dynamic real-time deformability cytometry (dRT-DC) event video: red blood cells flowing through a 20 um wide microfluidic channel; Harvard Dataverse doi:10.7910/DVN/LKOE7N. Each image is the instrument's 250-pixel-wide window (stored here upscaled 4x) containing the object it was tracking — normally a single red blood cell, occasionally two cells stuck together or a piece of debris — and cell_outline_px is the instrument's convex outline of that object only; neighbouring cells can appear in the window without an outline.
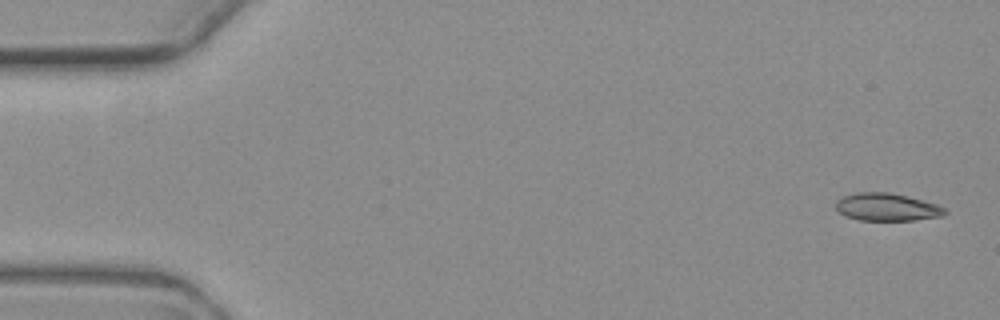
{"species": "common noctule bat (a hibernating species)", "species_latin": "Nyctalus noctula", "temperature_condition": "warm", "stored_images_in_passage": 4, "camera_frame_rate_fps": 3000, "um_per_image_px": 0.085, "animal": {"sex": "female", "body_mass_g": 19.3, "forearm_length_mm": 54.1}, "frame": {"image": 1, "passage_image": 1, "time_ms": 0.0, "image_size_px": [1000, 320], "cell_outline_px": [[948, 212], [944, 216], [912, 220], [860, 220], [844, 216], [836, 208], [836, 200], [844, 196], [856, 192], [888, 192], [908, 196], [936, 204], [944, 208]], "centroid_in_image_um": [75.38, 17.6], "position_along_channel_um": 9.6, "area_um2": 17.57}}
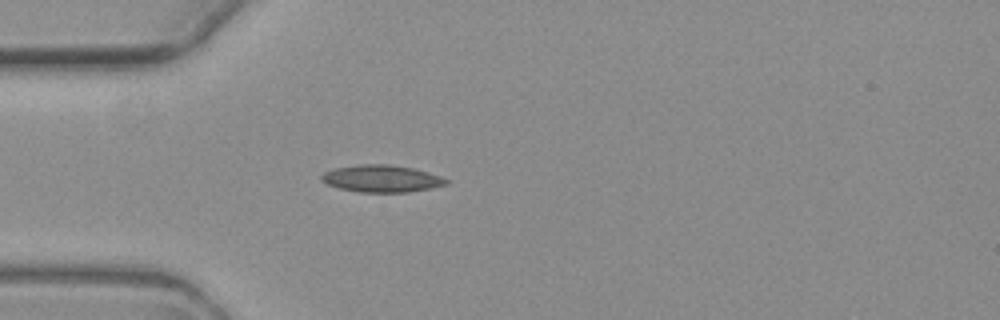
{"frame": {"image": 2, "passage_image": 4, "time_ms": 4.667, "image_size_px": [1000, 320], "cell_outline_px": [[448, 184], [432, 188], [408, 192], [360, 192], [340, 188], [328, 184], [320, 180], [320, 176], [324, 172], [336, 168], [360, 164], [392, 164], [412, 168], [440, 176], [448, 180]], "centroid_in_image_um": [32.43, 15.18], "position_along_channel_um": 52.6, "area_um2": 19.59}}